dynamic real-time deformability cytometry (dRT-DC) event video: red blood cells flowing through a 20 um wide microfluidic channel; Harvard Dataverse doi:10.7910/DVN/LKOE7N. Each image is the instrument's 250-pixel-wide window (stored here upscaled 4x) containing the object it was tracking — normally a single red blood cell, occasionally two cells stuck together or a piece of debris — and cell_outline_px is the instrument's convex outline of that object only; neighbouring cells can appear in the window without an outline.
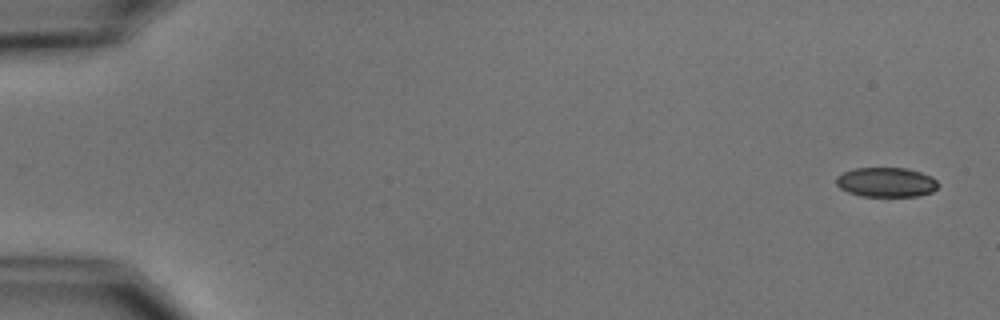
{"species": "common noctule bat (a hibernating species)", "species_latin": "Nyctalus noctula", "temperature_condition": "cold", "stored_images_in_passage": 5, "camera_frame_rate_fps": 3000, "um_per_image_px": 0.085, "animal": {"sex": "male", "body_mass_g": 15.6}, "frame": {"image": 1, "passage_image": 1, "time_ms": 0.0, "image_size_px": [1000, 320], "cell_outline_px": [[940, 184], [932, 192], [916, 196], [860, 196], [848, 192], [840, 188], [836, 184], [836, 176], [844, 172], [856, 168], [908, 168], [932, 176]], "centroid_in_image_um": [75.33, 15.49], "position_along_channel_um": 9.7, "area_um2": 17.63}}
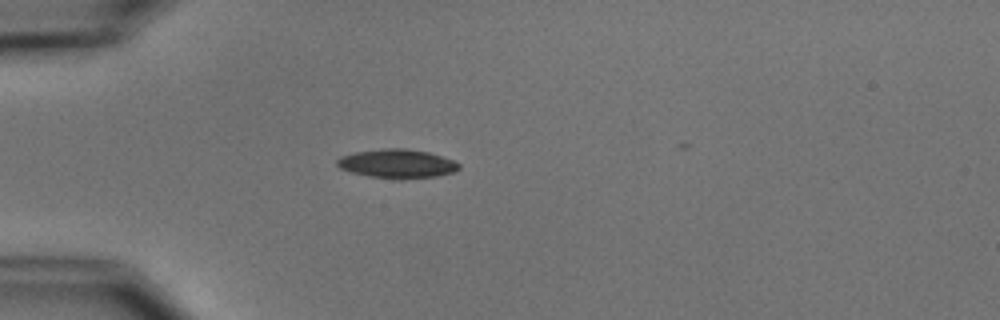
{"frame": {"image": 2, "passage_image": 5, "time_ms": 4.667, "image_size_px": [1000, 320], "cell_outline_px": [[460, 168], [452, 172], [436, 176], [400, 180], [392, 180], [368, 176], [352, 172], [340, 168], [336, 164], [336, 160], [340, 156], [356, 152], [384, 148], [404, 148], [428, 152], [452, 160], [460, 164]], "centroid_in_image_um": [33.73, 13.93], "position_along_channel_um": 51.3, "area_um2": 20.63}}